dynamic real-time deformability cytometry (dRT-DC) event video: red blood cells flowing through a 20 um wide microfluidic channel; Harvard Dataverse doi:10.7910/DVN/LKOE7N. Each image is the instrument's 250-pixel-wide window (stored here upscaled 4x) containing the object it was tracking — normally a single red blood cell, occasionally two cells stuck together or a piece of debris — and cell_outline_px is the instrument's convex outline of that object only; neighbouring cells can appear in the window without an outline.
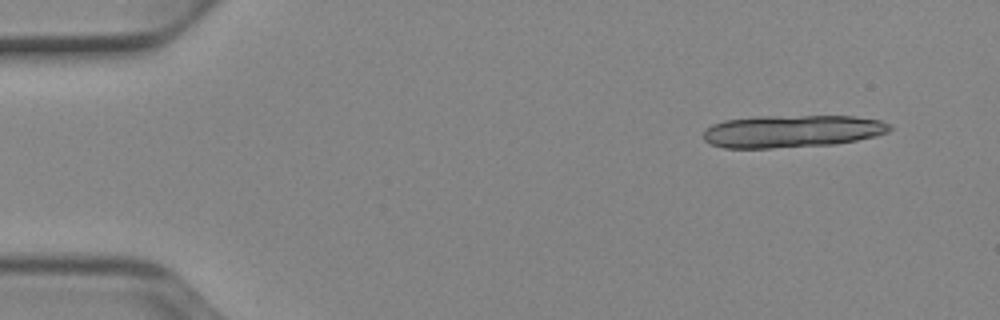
{"species": "Egyptian fruit bat (a non-hibernating species)", "species_latin": "Rousettus aegyptiacus", "temperature_condition": "cold", "stored_images_in_passage": 14, "camera_frame_rate_fps": 3000, "um_per_image_px": 0.085, "animal": {"sex": "female"}, "frame": {"image": 1, "passage_image": 1, "time_ms": 0.0, "image_size_px": [1000, 320], "cell_outline_px": [[892, 128], [888, 132], [876, 136], [836, 144], [772, 148], [724, 148], [708, 144], [704, 140], [704, 132], [712, 124], [724, 120], [756, 116], [852, 116], [880, 120], [892, 124]], "centroid_in_image_um": [67.32, 11.15], "position_along_channel_um": 17.7, "area_um2": 35.49}}